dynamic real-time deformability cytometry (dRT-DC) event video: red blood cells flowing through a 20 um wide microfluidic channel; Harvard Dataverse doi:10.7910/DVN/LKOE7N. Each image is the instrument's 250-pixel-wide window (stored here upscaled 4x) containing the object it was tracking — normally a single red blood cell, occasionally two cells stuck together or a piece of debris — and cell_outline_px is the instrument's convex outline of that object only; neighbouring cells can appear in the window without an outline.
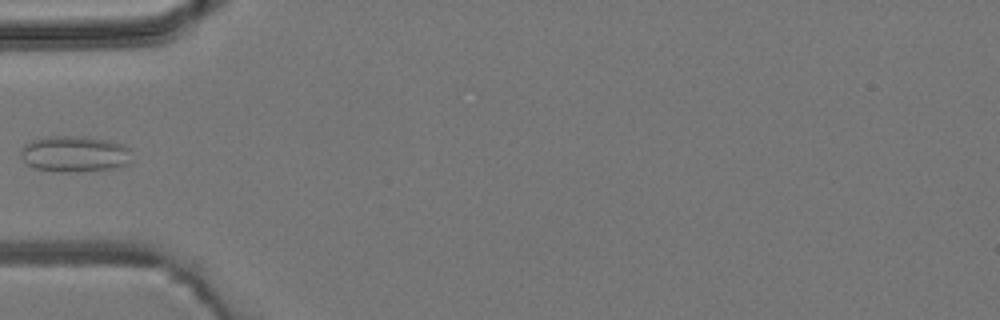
{"species": "common noctule bat (a hibernating species)", "species_latin": "Nyctalus noctula", "temperature_condition": "room temperature", "stored_images_in_passage": 5, "camera_frame_rate_fps": 3000, "um_per_image_px": 0.085, "animal": {"sex": "male", "body_mass_g": 19.2, "forearm_length_mm": 51.8}, "frame": {"image": 1, "passage_image": 5, "time_ms": 4.667, "image_size_px": [1000, 320], "cell_outline_px": [[132, 160], [128, 164], [112, 168], [80, 172], [56, 172], [32, 168], [20, 156], [20, 152], [24, 144], [32, 140], [48, 136], [88, 136], [108, 140], [132, 148]], "centroid_in_image_um": [6.36, 13.08], "position_along_channel_um": 78.6, "area_um2": 23.87}}